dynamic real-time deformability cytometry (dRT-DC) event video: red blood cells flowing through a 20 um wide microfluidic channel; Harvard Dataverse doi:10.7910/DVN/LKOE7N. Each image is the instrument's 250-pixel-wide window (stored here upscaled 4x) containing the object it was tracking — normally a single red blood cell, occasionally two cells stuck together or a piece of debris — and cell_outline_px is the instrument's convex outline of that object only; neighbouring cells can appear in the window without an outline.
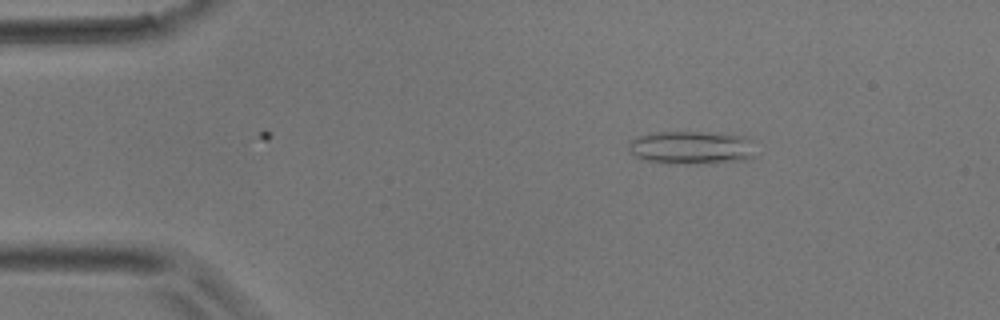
{"species": "common noctule bat (a hibernating species)", "species_latin": "Nyctalus noctula", "temperature_condition": "room temperature", "stored_images_in_passage": 5, "camera_frame_rate_fps": 3000, "um_per_image_px": 0.085, "animal": {"sex": "male", "body_mass_g": 17.9}, "frame": {"image": 1, "passage_image": 2, "time_ms": 0.333, "image_size_px": [1000, 320], "cell_outline_px": [[756, 156], [752, 160], [640, 160], [628, 152], [628, 144], [636, 136], [656, 132], [708, 132], [748, 136], [756, 140]], "centroid_in_image_um": [58.87, 12.46], "position_along_channel_um": 26.1, "area_um2": 23.81}}
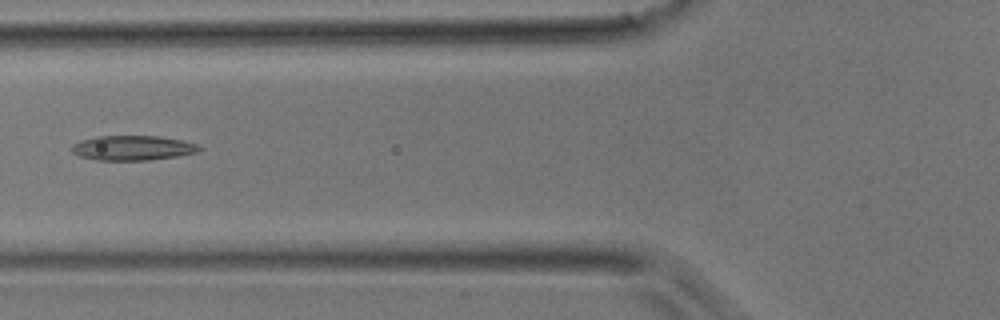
{"frame": {"image": 2, "passage_image": 5, "time_ms": 1.333, "image_size_px": [1000, 320], "cell_outline_px": [[204, 148], [200, 152], [180, 156], [148, 160], [96, 160], [80, 156], [72, 152], [72, 144], [80, 140], [96, 136], [160, 136], [180, 140], [196, 144]], "centroid_in_image_um": [11.3, 12.57], "position_along_channel_um": 114.5, "area_um2": 18.55}}